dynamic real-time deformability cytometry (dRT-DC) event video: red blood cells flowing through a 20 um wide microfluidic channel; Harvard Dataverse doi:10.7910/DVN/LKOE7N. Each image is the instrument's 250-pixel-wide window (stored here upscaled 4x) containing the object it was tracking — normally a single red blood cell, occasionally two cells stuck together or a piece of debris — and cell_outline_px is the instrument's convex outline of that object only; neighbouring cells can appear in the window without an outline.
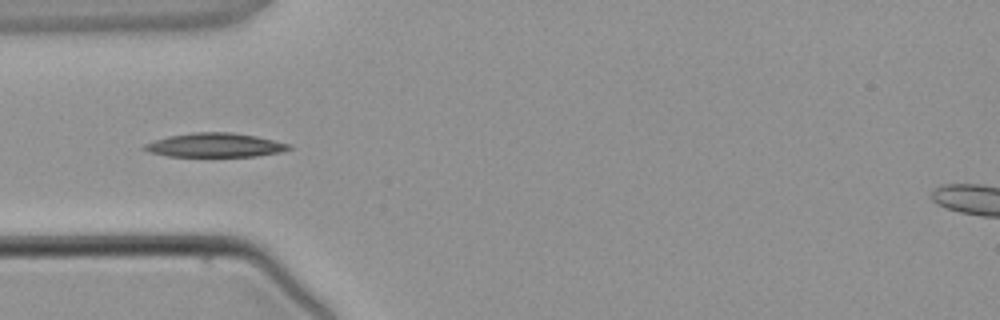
{"species": "common noctule bat (a hibernating species)", "species_latin": "Nyctalus noctula", "temperature_condition": "warm", "stored_images_in_passage": 4, "camera_frame_rate_fps": 3000, "um_per_image_px": 0.085, "animal": {"sex": "male", "body_mass_g": 21.5, "forearm_length_mm": 52.0}, "frame": {"image": 1, "passage_image": 3, "time_ms": 2.667, "image_size_px": [1000, 320], "cell_outline_px": [[292, 148], [280, 152], [256, 156], [168, 156], [148, 152], [144, 148], [144, 144], [168, 136], [192, 132], [232, 132], [256, 136], [292, 144]], "centroid_in_image_um": [18.3, 12.33], "position_along_channel_um": 66.7, "area_um2": 20.17}}
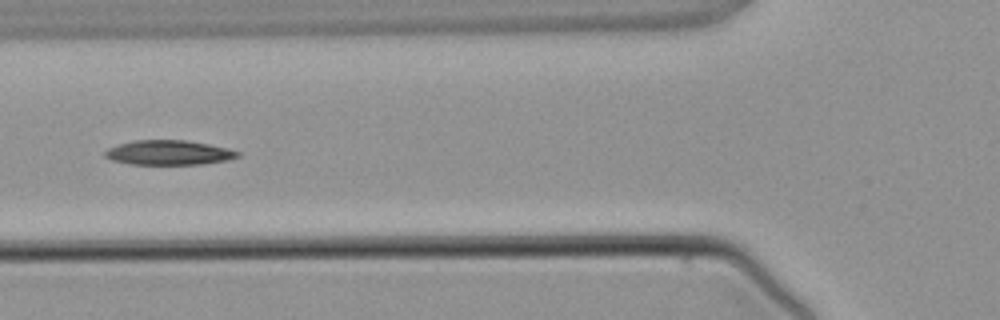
{"frame": {"image": 2, "passage_image": 4, "time_ms": 3.667, "image_size_px": [1000, 320], "cell_outline_px": [[240, 156], [228, 160], [204, 164], [128, 164], [112, 160], [104, 156], [104, 152], [108, 148], [120, 144], [136, 140], [184, 140], [208, 144], [228, 148], [240, 152]], "centroid_in_image_um": [14.36, 12.98], "position_along_channel_um": 111.4, "area_um2": 19.02}}